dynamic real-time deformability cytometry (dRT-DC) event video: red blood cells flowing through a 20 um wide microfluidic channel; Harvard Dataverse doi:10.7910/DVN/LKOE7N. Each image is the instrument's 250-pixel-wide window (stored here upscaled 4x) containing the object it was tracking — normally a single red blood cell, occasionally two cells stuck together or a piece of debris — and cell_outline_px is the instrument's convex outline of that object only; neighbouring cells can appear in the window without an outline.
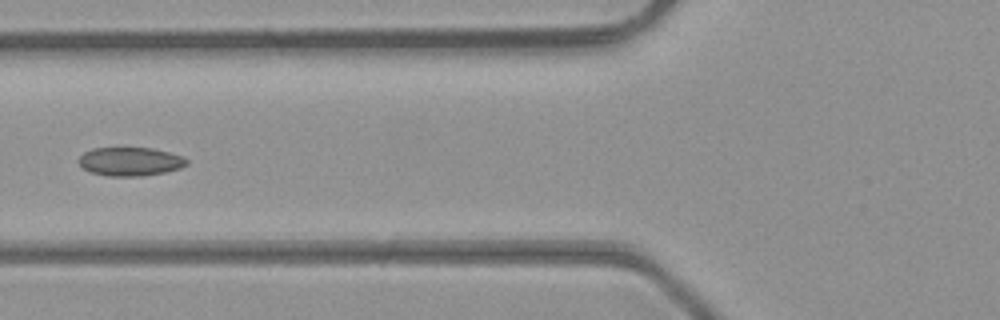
{"species": "common noctule bat (a hibernating species)", "species_latin": "Nyctalus noctula", "temperature_condition": "room temperature", "stored_images_in_passage": 4, "camera_frame_rate_fps": 3000, "um_per_image_px": 0.085, "animal": {"sex": "male", "body_mass_g": 23.1, "forearm_length_mm": 52.7}, "frame": {"image": 1, "passage_image": 4, "time_ms": 1.0, "image_size_px": [1000, 320], "cell_outline_px": [[188, 164], [180, 168], [164, 172], [144, 176], [108, 176], [92, 172], [84, 168], [76, 160], [84, 152], [92, 148], [152, 148], [184, 156], [188, 160]], "centroid_in_image_um": [11.08, 13.73], "position_along_channel_um": 114.7, "area_um2": 18.03}}